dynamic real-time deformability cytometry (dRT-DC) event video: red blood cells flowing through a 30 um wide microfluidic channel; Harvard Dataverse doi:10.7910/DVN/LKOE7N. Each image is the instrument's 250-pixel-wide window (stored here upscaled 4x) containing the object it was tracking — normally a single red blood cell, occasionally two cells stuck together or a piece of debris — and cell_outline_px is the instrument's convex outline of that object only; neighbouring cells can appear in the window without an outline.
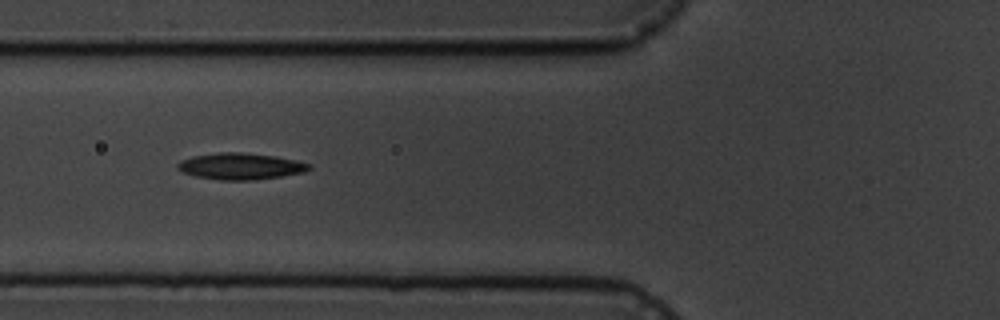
{"species": "common noctule bat (a hibernating species)", "species_latin": "Nyctalus noctula", "temperature_condition": "cold", "stored_images_in_passage": 10, "camera_frame_rate_fps": 3000, "um_per_image_px": 0.085, "animal": {"sex": "male", "body_mass_g": 19.5, "forearm_length_mm": 54.6}, "frame": {"image": 1, "passage_image": 5, "time_ms": 4.667, "image_size_px": [1000, 320], "cell_outline_px": [[312, 168], [304, 172], [280, 176], [252, 180], [220, 180], [196, 176], [184, 172], [176, 168], [176, 164], [180, 160], [192, 156], [220, 152], [240, 152], [276, 156], [296, 160], [312, 164]], "centroid_in_image_um": [20.44, 14.12], "position_along_channel_um": 105.4, "area_um2": 20.29}}
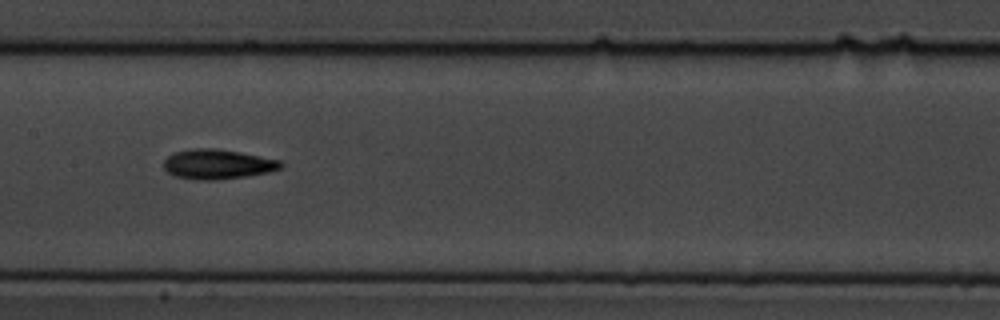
{"frame": {"image": 2, "passage_image": 7, "time_ms": 7.0, "image_size_px": [1000, 320], "cell_outline_px": [[284, 164], [280, 168], [268, 172], [244, 176], [212, 180], [200, 180], [176, 176], [168, 172], [164, 168], [164, 160], [172, 152], [192, 148], [216, 148], [240, 152], [280, 160]], "centroid_in_image_um": [18.47, 13.94], "position_along_channel_um": 188.9, "area_um2": 20.17}}
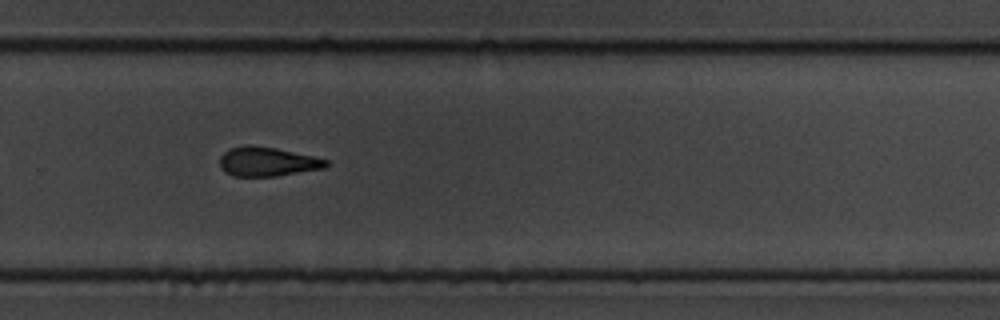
{"frame": {"image": 3, "passage_image": 10, "time_ms": 10.333, "image_size_px": [1000, 320], "cell_outline_px": [[328, 164], [324, 168], [276, 176], [232, 176], [224, 172], [220, 168], [220, 156], [228, 148], [276, 148], [312, 156], [328, 160]], "centroid_in_image_um": [22.72, 13.79], "position_along_channel_um": 307.1, "area_um2": 17.46}}